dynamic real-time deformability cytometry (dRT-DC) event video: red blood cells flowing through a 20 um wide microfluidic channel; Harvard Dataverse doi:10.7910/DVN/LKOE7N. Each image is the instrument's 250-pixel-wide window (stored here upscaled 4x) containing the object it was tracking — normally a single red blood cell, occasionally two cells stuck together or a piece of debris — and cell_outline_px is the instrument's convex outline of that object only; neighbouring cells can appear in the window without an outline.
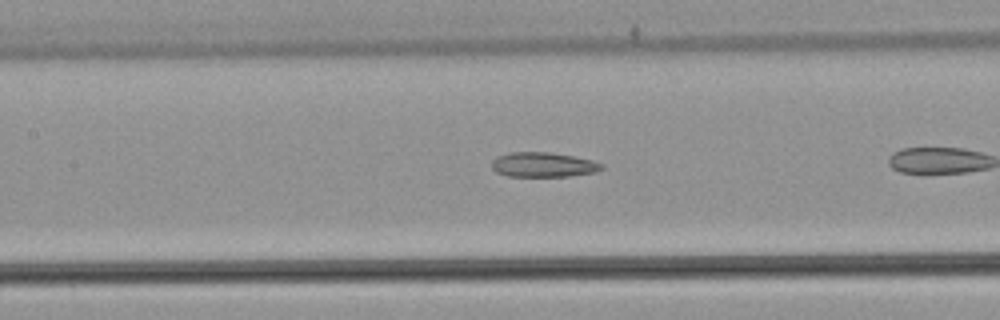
{"species": "common noctule bat (a hibernating species)", "species_latin": "Nyctalus noctula", "temperature_condition": "warm", "stored_images_in_passage": 20, "camera_frame_rate_fps": 3000, "um_per_image_px": 0.085, "animal": {"sex": "male", "body_mass_g": 21.5, "forearm_length_mm": 52.0}, "frame": {"image": 1, "passage_image": 9, "time_ms": 2.667, "image_size_px": [1000, 320], "cell_outline_px": [[604, 168], [596, 172], [568, 176], [508, 176], [496, 172], [492, 168], [492, 160], [496, 156], [512, 152], [552, 152], [592, 160], [604, 164]], "centroid_in_image_um": [46.18, 13.99], "position_along_channel_um": 161.2, "area_um2": 15.9}}
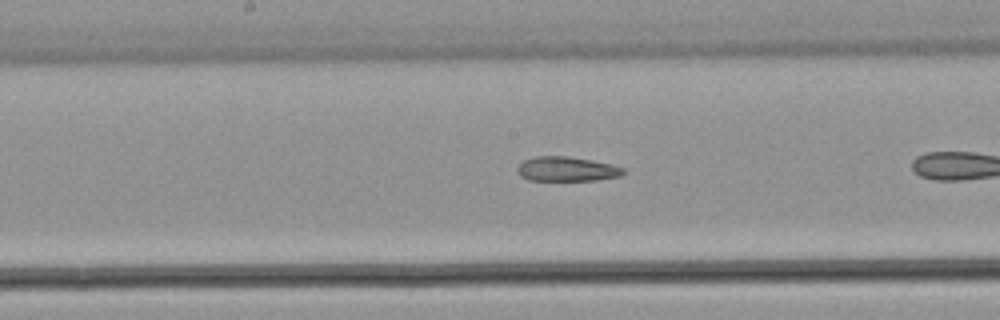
{"frame": {"image": 2, "passage_image": 12, "time_ms": 3.667, "image_size_px": [1000, 320], "cell_outline_px": [[628, 172], [620, 176], [596, 180], [528, 180], [520, 176], [516, 172], [516, 168], [524, 160], [536, 156], [568, 156], [592, 160], [612, 164], [624, 168]], "centroid_in_image_um": [48.19, 14.36], "position_along_channel_um": 200.0, "area_um2": 15.32}}
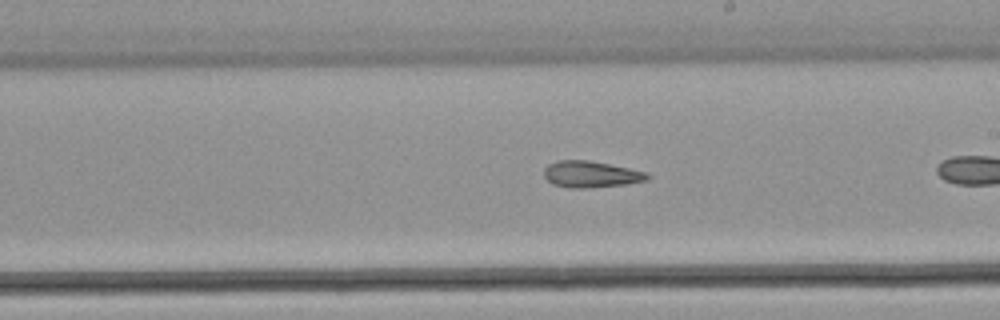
{"frame": {"image": 3, "passage_image": 15, "time_ms": 4.667, "image_size_px": [1000, 320], "cell_outline_px": [[652, 176], [648, 180], [628, 184], [584, 188], [568, 188], [552, 184], [544, 176], [544, 168], [548, 164], [560, 160], [588, 160], [648, 172]], "centroid_in_image_um": [50.25, 14.82], "position_along_channel_um": 238.8, "area_um2": 16.01}}